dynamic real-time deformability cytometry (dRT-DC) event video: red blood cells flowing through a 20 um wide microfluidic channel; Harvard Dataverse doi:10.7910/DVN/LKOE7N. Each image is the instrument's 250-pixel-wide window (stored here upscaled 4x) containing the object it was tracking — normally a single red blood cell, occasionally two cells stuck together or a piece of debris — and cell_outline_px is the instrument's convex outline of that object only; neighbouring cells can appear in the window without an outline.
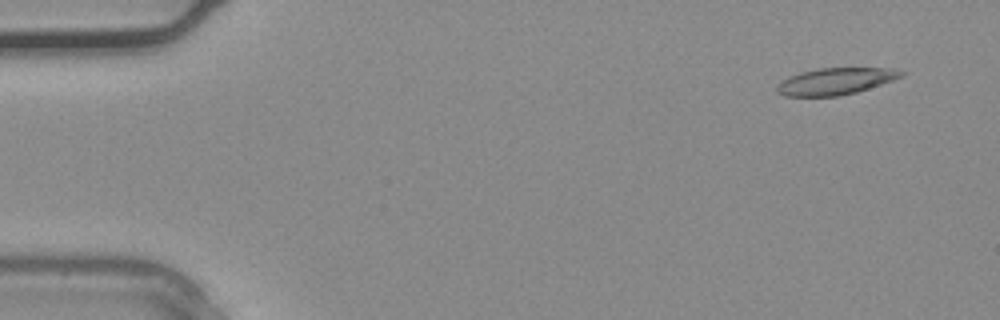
{"species": "common noctule bat (a hibernating species)", "species_latin": "Nyctalus noctula", "temperature_condition": "warm", "stored_images_in_passage": 37, "camera_frame_rate_fps": 3000, "um_per_image_px": 0.085, "animal": {"sex": "male", "body_mass_g": 20.4}, "frame": {"image": 1, "passage_image": 3, "time_ms": 0.667, "image_size_px": [1000, 320], "cell_outline_px": [[908, 72], [904, 76], [856, 92], [840, 96], [784, 96], [776, 92], [776, 88], [788, 76], [800, 72], [816, 68], [892, 68]], "centroid_in_image_um": [71.03, 6.9], "position_along_channel_um": 14.0, "area_um2": 19.36}}
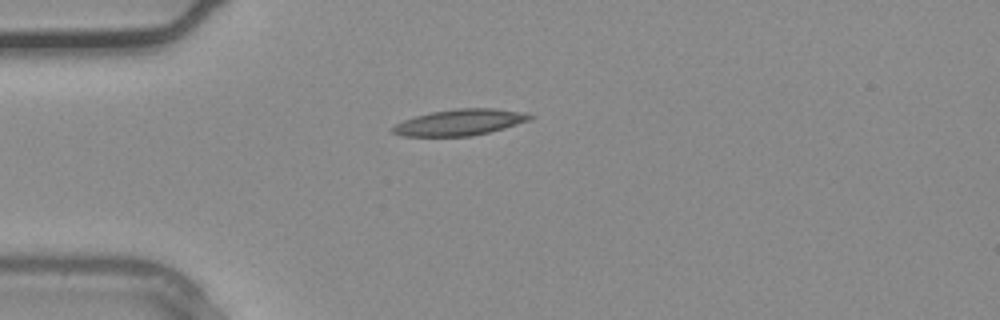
{"frame": {"image": 2, "passage_image": 10, "time_ms": 3.0, "image_size_px": [1000, 320], "cell_outline_px": [[536, 116], [528, 120], [504, 128], [472, 136], [404, 136], [392, 132], [388, 128], [404, 120], [416, 116], [432, 112], [456, 108], [492, 108], [524, 112]], "centroid_in_image_um": [39.07, 10.39], "position_along_channel_um": 45.9, "area_um2": 20.81}}
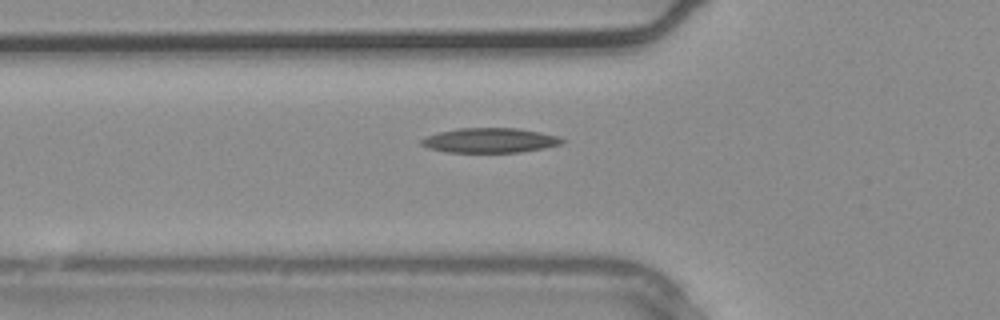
{"frame": {"image": 3, "passage_image": 13, "time_ms": 4.0, "image_size_px": [1000, 320], "cell_outline_px": [[564, 140], [560, 144], [544, 148], [520, 152], [444, 152], [428, 148], [420, 144], [420, 140], [428, 136], [440, 132], [460, 128], [516, 128], [540, 132], [560, 136]], "centroid_in_image_um": [41.64, 11.93], "position_along_channel_um": 84.2, "area_um2": 20.17}}